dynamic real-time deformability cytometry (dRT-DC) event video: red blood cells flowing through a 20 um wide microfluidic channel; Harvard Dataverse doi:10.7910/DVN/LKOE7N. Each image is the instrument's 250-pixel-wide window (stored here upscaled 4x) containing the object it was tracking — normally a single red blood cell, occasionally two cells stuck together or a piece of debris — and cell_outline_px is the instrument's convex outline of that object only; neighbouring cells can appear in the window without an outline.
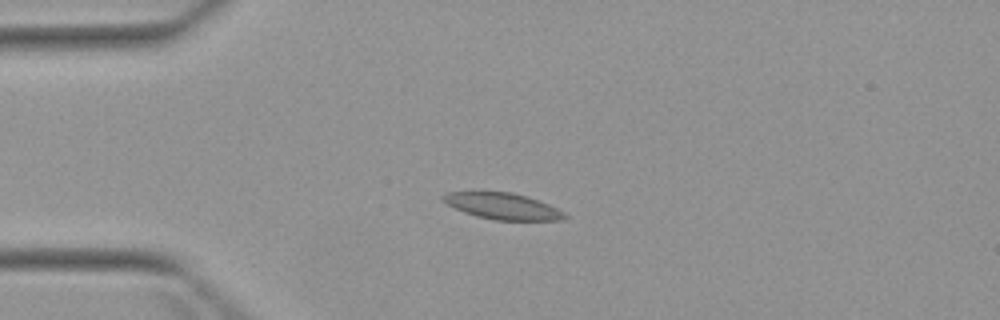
{"species": "Egyptian fruit bat (a non-hibernating species)", "species_latin": "Rousettus aegyptiacus", "temperature_condition": "warm", "stored_images_in_passage": 4, "camera_frame_rate_fps": 3000, "um_per_image_px": 0.085, "animal": {"sex": "female"}, "frame": {"image": 1, "passage_image": 2, "time_ms": 1.0, "image_size_px": [1000, 320], "cell_outline_px": [[568, 216], [560, 220], [496, 220], [476, 216], [464, 212], [440, 200], [440, 196], [448, 192], [512, 192], [548, 204], [564, 212]], "centroid_in_image_um": [42.69, 17.52], "position_along_channel_um": 42.3, "area_um2": 18.38}}
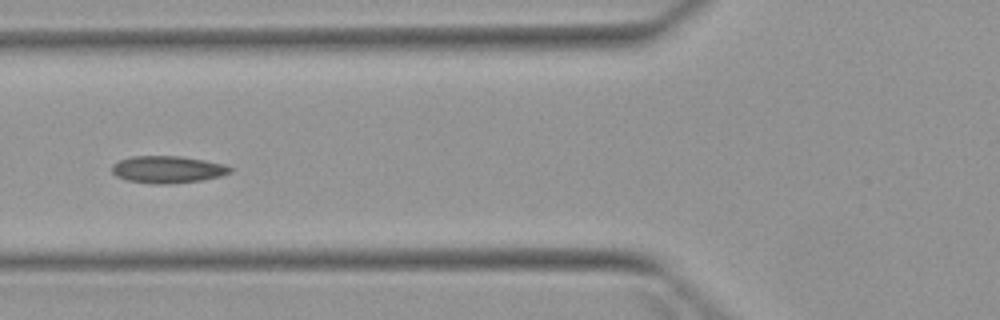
{"frame": {"image": 2, "passage_image": 4, "time_ms": 3.333, "image_size_px": [1000, 320], "cell_outline_px": [[232, 172], [220, 176], [204, 180], [164, 184], [152, 184], [124, 180], [116, 176], [112, 172], [112, 164], [120, 160], [132, 156], [180, 156], [204, 160], [224, 164], [232, 168]], "centroid_in_image_um": [14.23, 14.41], "position_along_channel_um": 111.6, "area_um2": 18.79}}